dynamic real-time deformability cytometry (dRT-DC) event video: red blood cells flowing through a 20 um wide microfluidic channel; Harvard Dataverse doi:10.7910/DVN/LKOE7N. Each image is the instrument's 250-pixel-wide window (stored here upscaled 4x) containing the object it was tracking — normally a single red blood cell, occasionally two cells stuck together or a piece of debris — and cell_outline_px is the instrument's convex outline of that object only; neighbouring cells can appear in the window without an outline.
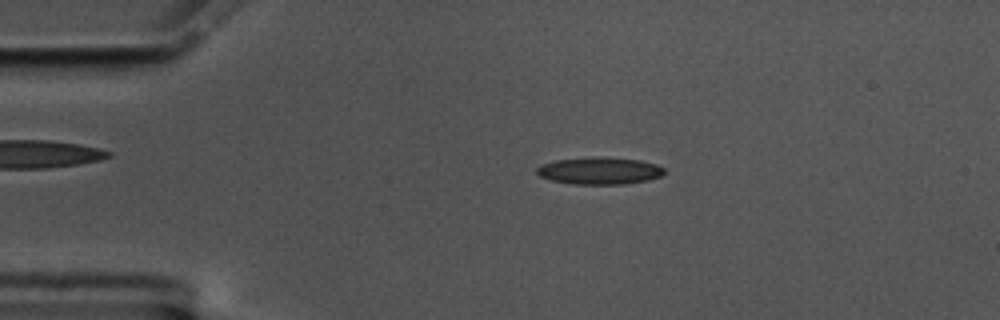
{"species": "common noctule bat (a hibernating species)", "species_latin": "Nyctalus noctula", "temperature_condition": "cold", "stored_images_in_passage": 57, "camera_frame_rate_fps": 3000, "um_per_image_px": 0.085, "animal": {"sex": "male", "body_mass_g": 17.5, "forearm_length_mm": 52.3}, "frame": {"image": 1, "passage_image": 12, "time_ms": 3.667, "image_size_px": [1000, 320], "cell_outline_px": [[664, 172], [660, 176], [648, 180], [624, 184], [572, 184], [552, 180], [540, 176], [536, 172], [536, 168], [540, 164], [556, 160], [592, 156], [600, 156], [640, 160], [656, 164], [664, 168]], "centroid_in_image_um": [50.94, 14.5], "position_along_channel_um": 34.1, "area_um2": 20.29}}
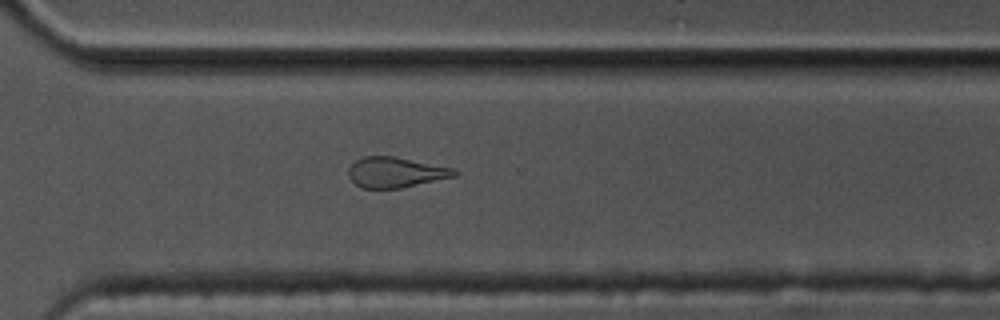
{"frame": {"image": 2, "passage_image": 41, "time_ms": 13.333, "image_size_px": [1000, 320], "cell_outline_px": [[460, 172], [456, 176], [400, 188], [360, 188], [348, 176], [348, 168], [356, 160], [364, 156], [396, 156], [452, 168]], "centroid_in_image_um": [33.62, 14.64], "position_along_channel_um": 337.0, "area_um2": 18.73}}
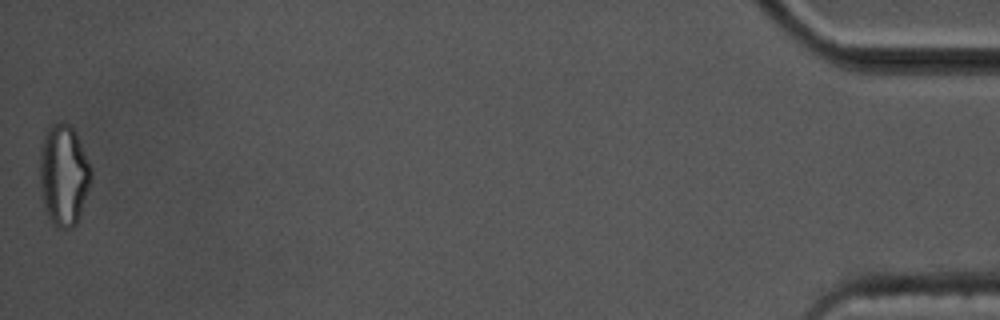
{"frame": {"image": 3, "passage_image": 57, "time_ms": 18.667, "image_size_px": [1000, 320], "cell_outline_px": [[92, 176], [76, 224], [72, 228], [56, 228], [48, 216], [44, 208], [40, 196], [40, 148], [44, 136], [48, 128], [56, 120], [68, 124], [72, 128], [92, 168]], "centroid_in_image_um": [5.38, 14.89], "position_along_channel_um": 429.8, "area_um2": 30.11}, "authors_computed_cell_mechanics": {"area_um2": 19.5942, "velocity_mm_per_s": 3.5343, "shape_relaxation_time_tau1_ms": null, "shape_relaxation_time_tau2_ms": 4.1904, "deformation_change_tau1": null, "deformation_change_tau2": 0.1232}}